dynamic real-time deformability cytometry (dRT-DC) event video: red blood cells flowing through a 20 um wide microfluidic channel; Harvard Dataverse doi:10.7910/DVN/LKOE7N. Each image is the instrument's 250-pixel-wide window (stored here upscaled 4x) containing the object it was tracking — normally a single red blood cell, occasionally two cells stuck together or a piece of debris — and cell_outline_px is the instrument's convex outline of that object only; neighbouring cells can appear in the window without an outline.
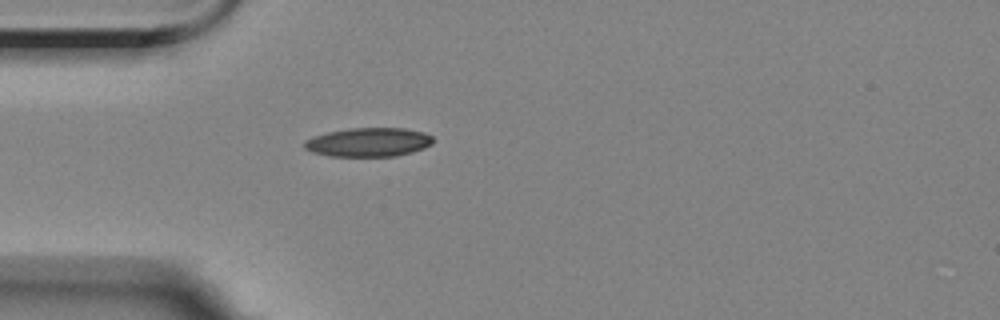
{"species": "Egyptian fruit bat (a non-hibernating species)", "species_latin": "Rousettus aegyptiacus", "temperature_condition": "room temperature", "stored_images_in_passage": 5, "camera_frame_rate_fps": 3000, "um_per_image_px": 0.085, "animal": {"sex": "female"}, "frame": {"image": 1, "passage_image": 5, "time_ms": 4.667, "image_size_px": [1000, 320], "cell_outline_px": [[432, 144], [424, 148], [412, 152], [396, 156], [328, 156], [312, 152], [304, 148], [304, 140], [312, 136], [328, 132], [352, 128], [404, 128], [424, 132], [432, 136]], "centroid_in_image_um": [31.31, 12.09], "position_along_channel_um": 53.7, "area_um2": 21.73}}